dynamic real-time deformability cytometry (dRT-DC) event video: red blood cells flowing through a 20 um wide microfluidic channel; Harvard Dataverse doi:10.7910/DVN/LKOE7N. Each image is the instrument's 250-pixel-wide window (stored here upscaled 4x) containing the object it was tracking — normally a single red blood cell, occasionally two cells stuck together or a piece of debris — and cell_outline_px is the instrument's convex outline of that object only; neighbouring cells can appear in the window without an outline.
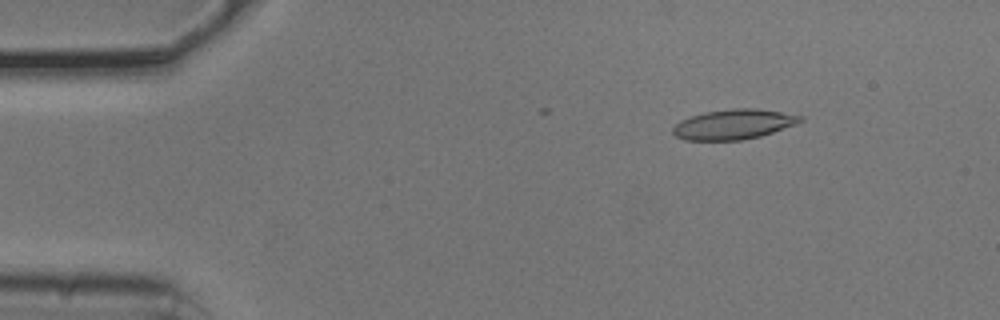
{"species": "common noctule bat (a hibernating species)", "species_latin": "Nyctalus noctula", "temperature_condition": "cold", "stored_images_in_passage": 14, "camera_frame_rate_fps": 3000, "um_per_image_px": 0.085, "animal": {"sex": "male", "body_mass_g": 20.5, "forearm_length_mm": 52.5}, "frame": {"image": 1, "passage_image": 7, "time_ms": 2.0, "image_size_px": [1000, 320], "cell_outline_px": [[804, 120], [796, 124], [760, 136], [740, 140], [684, 140], [676, 136], [672, 132], [672, 128], [680, 120], [704, 112], [732, 108], [756, 108], [804, 116]], "centroid_in_image_um": [62.35, 10.56], "position_along_channel_um": 22.7, "area_um2": 22.2}}